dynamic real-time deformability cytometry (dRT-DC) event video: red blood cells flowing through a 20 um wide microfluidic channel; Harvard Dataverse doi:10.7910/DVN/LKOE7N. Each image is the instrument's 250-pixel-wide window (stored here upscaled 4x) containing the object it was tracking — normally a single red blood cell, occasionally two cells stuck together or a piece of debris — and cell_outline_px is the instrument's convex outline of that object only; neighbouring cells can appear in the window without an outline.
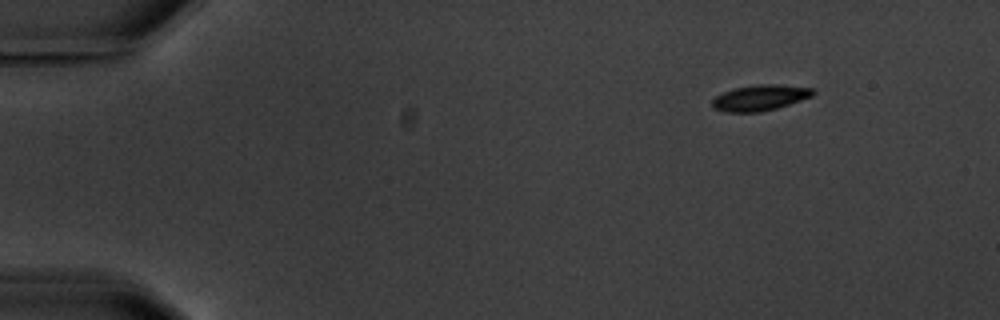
{"species": "common noctule bat (a hibernating species)", "species_latin": "Nyctalus noctula", "temperature_condition": "warm", "stored_images_in_passage": 4, "camera_frame_rate_fps": 3000, "um_per_image_px": 0.085, "animal": {"sex": "male", "body_mass_g": 20.1, "forearm_length_mm": 53.5}, "frame": {"image": 1, "passage_image": 1, "time_ms": 0.0, "image_size_px": [1000, 320], "cell_outline_px": [[816, 92], [812, 96], [776, 108], [760, 112], [728, 112], [712, 108], [712, 100], [716, 96], [724, 92], [736, 88], [756, 84], [780, 84], [816, 88]], "centroid_in_image_um": [64.63, 8.29], "position_along_channel_um": 20.4, "area_um2": 15.14}}
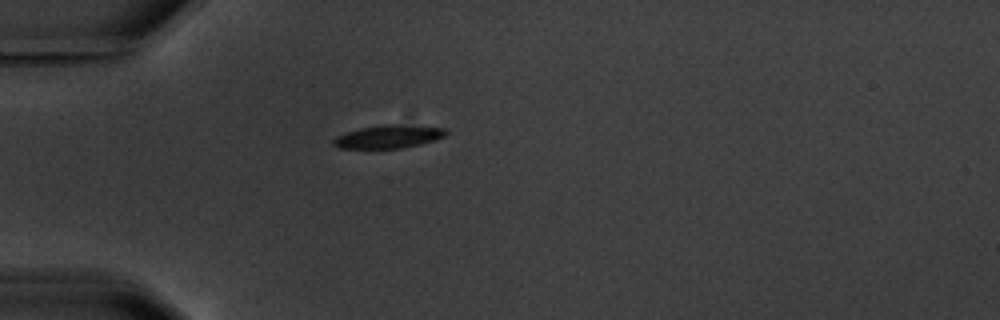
{"frame": {"image": 2, "passage_image": 4, "time_ms": 3.333, "image_size_px": [1000, 320], "cell_outline_px": [[448, 132], [444, 136], [420, 144], [400, 148], [340, 148], [332, 144], [332, 140], [336, 136], [360, 128], [384, 124], [396, 124], [444, 128]], "centroid_in_image_um": [32.99, 11.61], "position_along_channel_um": 52.0, "area_um2": 14.91}}